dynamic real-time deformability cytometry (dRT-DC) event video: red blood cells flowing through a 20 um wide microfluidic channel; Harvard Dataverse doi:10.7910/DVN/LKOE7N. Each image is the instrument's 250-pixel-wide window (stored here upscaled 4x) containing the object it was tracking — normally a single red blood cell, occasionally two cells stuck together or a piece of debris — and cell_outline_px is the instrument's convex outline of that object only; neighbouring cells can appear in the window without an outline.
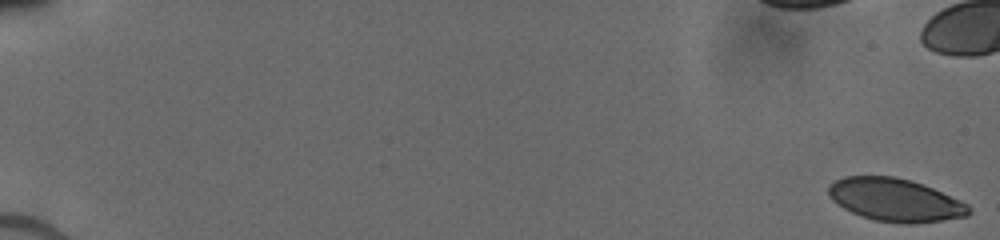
{"species": "human", "species_latin": "Homo sapiens", "temperature_condition": "cold", "stored_images_in_passage": 44, "camera_frame_rate_fps": 3000, "um_per_image_px": 0.085, "donor": {"sex": "male"}, "frame": {"image": 1, "passage_image": 1, "time_ms": 0.0, "image_size_px": [1000, 240], "cell_outline_px": [[972, 212], [968, 216], [912, 224], [908, 224], [876, 220], [860, 216], [844, 208], [832, 200], [828, 196], [828, 184], [844, 176], [896, 176], [932, 188], [960, 200], [968, 204], [972, 208]], "centroid_in_image_um": [76.08, 16.99], "position_along_channel_um": 8.9, "area_um2": 34.97}}
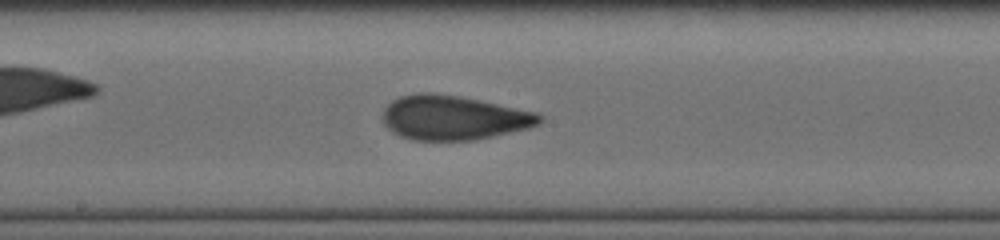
{"frame": {"image": 2, "passage_image": 30, "time_ms": 10.0, "image_size_px": [1000, 240], "cell_outline_px": [[544, 120], [540, 124], [528, 128], [476, 140], [412, 140], [400, 136], [392, 132], [384, 124], [384, 108], [392, 100], [400, 96], [416, 92], [432, 92], [460, 96], [540, 112], [544, 116]], "centroid_in_image_um": [38.59, 9.99], "position_along_channel_um": 209.6, "area_um2": 41.04}}
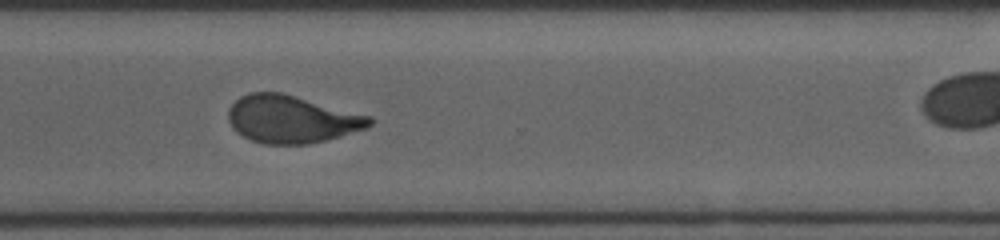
{"frame": {"image": 3, "passage_image": 40, "time_ms": 13.333, "image_size_px": [1000, 240], "cell_outline_px": [[372, 124], [368, 128], [340, 136], [308, 144], [264, 144], [252, 140], [236, 132], [232, 128], [228, 120], [228, 108], [240, 96], [248, 92], [280, 92], [372, 116]], "centroid_in_image_um": [24.77, 10.13], "position_along_channel_um": 345.8, "area_um2": 39.19}}